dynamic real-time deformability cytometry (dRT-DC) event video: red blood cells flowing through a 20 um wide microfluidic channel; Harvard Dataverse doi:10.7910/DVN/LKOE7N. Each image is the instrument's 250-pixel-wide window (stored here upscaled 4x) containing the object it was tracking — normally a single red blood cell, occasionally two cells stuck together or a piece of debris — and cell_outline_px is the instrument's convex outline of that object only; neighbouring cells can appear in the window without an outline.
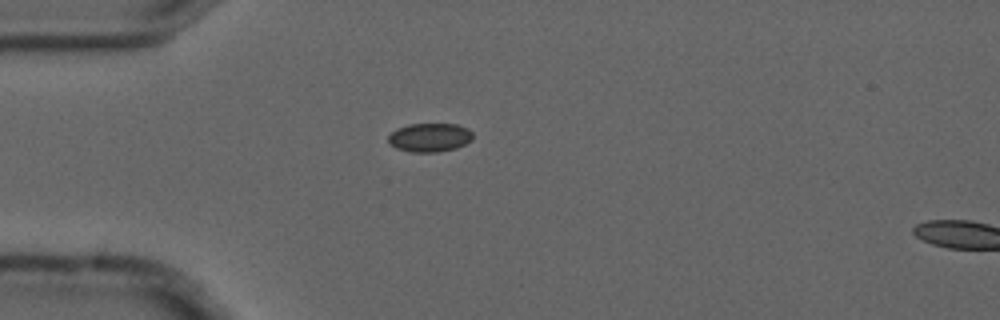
{"species": "common noctule bat (a hibernating species)", "species_latin": "Nyctalus noctula", "temperature_condition": "cold", "stored_images_in_passage": 5, "camera_frame_rate_fps": 3000, "um_per_image_px": 0.085, "animal": {"sex": "male", "forearm_length_mm": 52.5}, "frame": {"image": 1, "passage_image": 5, "time_ms": 1.333, "image_size_px": [1000, 320], "cell_outline_px": [[472, 140], [456, 148], [436, 152], [408, 152], [396, 148], [388, 144], [388, 136], [396, 128], [408, 124], [456, 124], [468, 128], [472, 132]], "centroid_in_image_um": [36.49, 11.68], "position_along_channel_um": 48.5, "area_um2": 14.28}}